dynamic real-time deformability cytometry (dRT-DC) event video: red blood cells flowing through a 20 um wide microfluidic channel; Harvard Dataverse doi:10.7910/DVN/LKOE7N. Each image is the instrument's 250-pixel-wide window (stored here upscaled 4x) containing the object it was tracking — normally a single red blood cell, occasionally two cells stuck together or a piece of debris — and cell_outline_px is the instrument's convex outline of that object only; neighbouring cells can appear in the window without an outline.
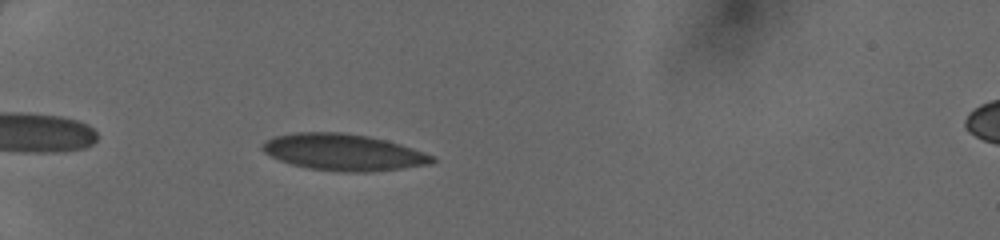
{"species": "human", "species_latin": "Homo sapiens", "temperature_condition": "cold", "stored_images_in_passage": 36, "camera_frame_rate_fps": 3000, "um_per_image_px": 0.085, "donor": {"sex": "female"}, "frame": {"image": 1, "passage_image": 4, "time_ms": 1.0, "image_size_px": [1000, 240], "cell_outline_px": [[436, 160], [432, 164], [372, 172], [344, 172], [308, 168], [292, 164], [280, 160], [264, 152], [260, 148], [260, 144], [264, 140], [276, 136], [292, 132], [344, 132], [368, 136], [400, 144], [436, 156]], "centroid_in_image_um": [29.19, 12.94], "position_along_channel_um": 55.8, "area_um2": 36.36}}
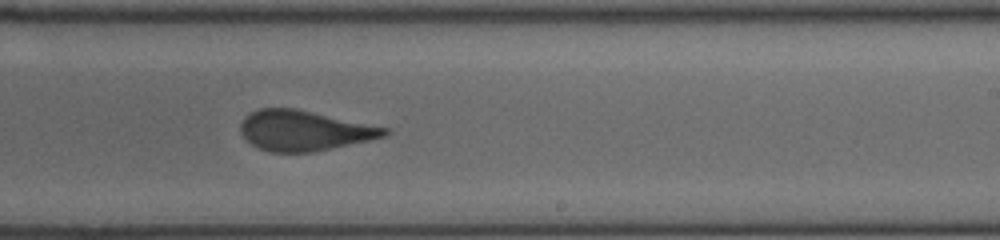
{"frame": {"image": 2, "passage_image": 20, "time_ms": 6.333, "image_size_px": [1000, 240], "cell_outline_px": [[392, 132], [388, 136], [332, 148], [312, 152], [268, 152], [256, 148], [240, 132], [240, 124], [244, 116], [260, 108], [296, 108], [392, 128]], "centroid_in_image_um": [25.9, 11.09], "position_along_channel_um": 263.1, "area_um2": 34.16}}
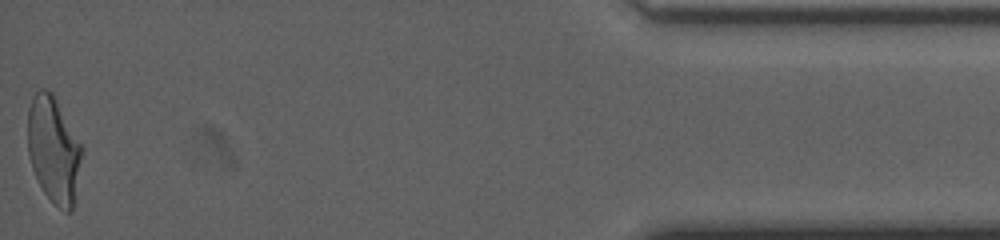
{"frame": {"image": 3, "passage_image": 36, "time_ms": 11.667, "image_size_px": [1000, 240], "cell_outline_px": [[84, 148], [72, 212], [64, 212], [44, 192], [32, 168], [28, 152], [28, 108], [32, 96], [40, 88], [44, 88], [52, 92], [84, 144]], "centroid_in_image_um": [4.59, 12.68], "position_along_channel_um": 430.6, "area_um2": 33.99}}